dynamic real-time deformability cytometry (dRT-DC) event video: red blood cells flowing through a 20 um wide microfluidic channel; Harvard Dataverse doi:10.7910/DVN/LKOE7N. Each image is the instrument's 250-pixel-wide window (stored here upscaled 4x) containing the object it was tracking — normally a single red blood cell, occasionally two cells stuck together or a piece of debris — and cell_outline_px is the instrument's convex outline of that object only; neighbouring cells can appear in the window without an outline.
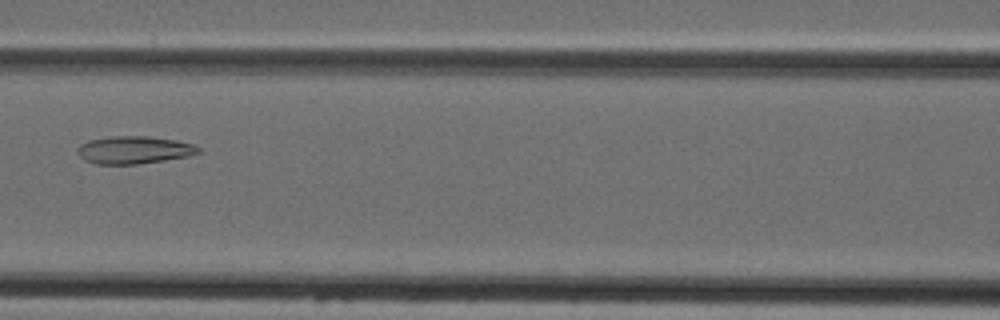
{"species": "Egyptian fruit bat (a non-hibernating species)", "species_latin": "Rousettus aegyptiacus", "temperature_condition": "cold", "stored_images_in_passage": 3, "camera_frame_rate_fps": 3000, "um_per_image_px": 0.085, "animal": {"sex": "female"}, "frame": {"image": 1, "passage_image": 3, "time_ms": 2.333, "image_size_px": [1000, 320], "cell_outline_px": [[200, 152], [188, 156], [164, 160], [136, 164], [96, 164], [84, 160], [76, 152], [76, 148], [80, 144], [88, 140], [112, 136], [148, 136], [176, 140], [196, 144], [200, 148]], "centroid_in_image_um": [11.38, 12.74], "position_along_channel_um": 155.2, "area_um2": 19.59}}